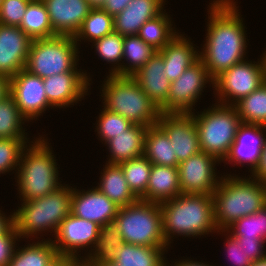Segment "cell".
<instances>
[{
	"label": "cell",
	"mask_w": 266,
	"mask_h": 266,
	"mask_svg": "<svg viewBox=\"0 0 266 266\" xmlns=\"http://www.w3.org/2000/svg\"><path fill=\"white\" fill-rule=\"evenodd\" d=\"M211 1L207 6L206 39L200 45L199 57L214 79L248 58L249 39L237 0Z\"/></svg>",
	"instance_id": "obj_1"
},
{
	"label": "cell",
	"mask_w": 266,
	"mask_h": 266,
	"mask_svg": "<svg viewBox=\"0 0 266 266\" xmlns=\"http://www.w3.org/2000/svg\"><path fill=\"white\" fill-rule=\"evenodd\" d=\"M160 206L162 232L169 248H172L174 239L181 236L185 239H200L218 232L214 222L212 195L181 193L160 203Z\"/></svg>",
	"instance_id": "obj_2"
},
{
	"label": "cell",
	"mask_w": 266,
	"mask_h": 266,
	"mask_svg": "<svg viewBox=\"0 0 266 266\" xmlns=\"http://www.w3.org/2000/svg\"><path fill=\"white\" fill-rule=\"evenodd\" d=\"M34 137L23 149L16 175L14 176L20 201L43 197L58 189L62 183L56 154L45 135ZM48 138V139H47ZM35 139V140H34ZM49 140V141H48ZM59 166V167H58Z\"/></svg>",
	"instance_id": "obj_3"
},
{
	"label": "cell",
	"mask_w": 266,
	"mask_h": 266,
	"mask_svg": "<svg viewBox=\"0 0 266 266\" xmlns=\"http://www.w3.org/2000/svg\"><path fill=\"white\" fill-rule=\"evenodd\" d=\"M213 192L214 222L218 230H225L236 220L258 212L266 206V184L240 172H228Z\"/></svg>",
	"instance_id": "obj_4"
},
{
	"label": "cell",
	"mask_w": 266,
	"mask_h": 266,
	"mask_svg": "<svg viewBox=\"0 0 266 266\" xmlns=\"http://www.w3.org/2000/svg\"><path fill=\"white\" fill-rule=\"evenodd\" d=\"M70 185L64 182L48 195L18 204L13 210V221L21 240L45 239L47 235L53 238L59 224L71 213Z\"/></svg>",
	"instance_id": "obj_5"
},
{
	"label": "cell",
	"mask_w": 266,
	"mask_h": 266,
	"mask_svg": "<svg viewBox=\"0 0 266 266\" xmlns=\"http://www.w3.org/2000/svg\"><path fill=\"white\" fill-rule=\"evenodd\" d=\"M106 75L100 85L101 108L118 113L135 125L157 124L160 110L132 76Z\"/></svg>",
	"instance_id": "obj_6"
},
{
	"label": "cell",
	"mask_w": 266,
	"mask_h": 266,
	"mask_svg": "<svg viewBox=\"0 0 266 266\" xmlns=\"http://www.w3.org/2000/svg\"><path fill=\"white\" fill-rule=\"evenodd\" d=\"M192 114L201 151L209 153L222 163L242 124L236 108L215 102L207 109L194 111Z\"/></svg>",
	"instance_id": "obj_7"
},
{
	"label": "cell",
	"mask_w": 266,
	"mask_h": 266,
	"mask_svg": "<svg viewBox=\"0 0 266 266\" xmlns=\"http://www.w3.org/2000/svg\"><path fill=\"white\" fill-rule=\"evenodd\" d=\"M123 242L147 247H168L162 232L160 203L138 199L119 208L114 219Z\"/></svg>",
	"instance_id": "obj_8"
},
{
	"label": "cell",
	"mask_w": 266,
	"mask_h": 266,
	"mask_svg": "<svg viewBox=\"0 0 266 266\" xmlns=\"http://www.w3.org/2000/svg\"><path fill=\"white\" fill-rule=\"evenodd\" d=\"M79 49L71 36L55 35L32 40L25 70L41 78L70 71H87L78 69Z\"/></svg>",
	"instance_id": "obj_9"
},
{
	"label": "cell",
	"mask_w": 266,
	"mask_h": 266,
	"mask_svg": "<svg viewBox=\"0 0 266 266\" xmlns=\"http://www.w3.org/2000/svg\"><path fill=\"white\" fill-rule=\"evenodd\" d=\"M248 59L234 64L213 79L215 102L234 106L266 81L261 56L257 61Z\"/></svg>",
	"instance_id": "obj_10"
},
{
	"label": "cell",
	"mask_w": 266,
	"mask_h": 266,
	"mask_svg": "<svg viewBox=\"0 0 266 266\" xmlns=\"http://www.w3.org/2000/svg\"><path fill=\"white\" fill-rule=\"evenodd\" d=\"M213 84V78L199 58L175 81L171 82L167 98V113H192L196 111L195 105L203 97L205 88L207 86L213 88Z\"/></svg>",
	"instance_id": "obj_11"
},
{
	"label": "cell",
	"mask_w": 266,
	"mask_h": 266,
	"mask_svg": "<svg viewBox=\"0 0 266 266\" xmlns=\"http://www.w3.org/2000/svg\"><path fill=\"white\" fill-rule=\"evenodd\" d=\"M100 227L93 221L81 219L70 213L59 224L51 241L59 256L83 261L95 246Z\"/></svg>",
	"instance_id": "obj_12"
},
{
	"label": "cell",
	"mask_w": 266,
	"mask_h": 266,
	"mask_svg": "<svg viewBox=\"0 0 266 266\" xmlns=\"http://www.w3.org/2000/svg\"><path fill=\"white\" fill-rule=\"evenodd\" d=\"M220 163L214 156L203 151L179 163L181 192L183 194L212 195L223 176L219 170L217 172V166Z\"/></svg>",
	"instance_id": "obj_13"
},
{
	"label": "cell",
	"mask_w": 266,
	"mask_h": 266,
	"mask_svg": "<svg viewBox=\"0 0 266 266\" xmlns=\"http://www.w3.org/2000/svg\"><path fill=\"white\" fill-rule=\"evenodd\" d=\"M92 81L86 71H70L43 78L46 98L53 110H64L86 99L85 96L91 95Z\"/></svg>",
	"instance_id": "obj_14"
},
{
	"label": "cell",
	"mask_w": 266,
	"mask_h": 266,
	"mask_svg": "<svg viewBox=\"0 0 266 266\" xmlns=\"http://www.w3.org/2000/svg\"><path fill=\"white\" fill-rule=\"evenodd\" d=\"M10 94L28 122L36 123L39 117L52 109L46 98L43 78L25 69L10 78Z\"/></svg>",
	"instance_id": "obj_15"
},
{
	"label": "cell",
	"mask_w": 266,
	"mask_h": 266,
	"mask_svg": "<svg viewBox=\"0 0 266 266\" xmlns=\"http://www.w3.org/2000/svg\"><path fill=\"white\" fill-rule=\"evenodd\" d=\"M157 124L173 144L178 163L201 151L192 113H160Z\"/></svg>",
	"instance_id": "obj_16"
},
{
	"label": "cell",
	"mask_w": 266,
	"mask_h": 266,
	"mask_svg": "<svg viewBox=\"0 0 266 266\" xmlns=\"http://www.w3.org/2000/svg\"><path fill=\"white\" fill-rule=\"evenodd\" d=\"M266 139V126L242 123L238 129L235 142L222 163L231 167L243 168L252 173L260 160L261 151ZM240 165V166H239ZM248 166V167H247Z\"/></svg>",
	"instance_id": "obj_17"
},
{
	"label": "cell",
	"mask_w": 266,
	"mask_h": 266,
	"mask_svg": "<svg viewBox=\"0 0 266 266\" xmlns=\"http://www.w3.org/2000/svg\"><path fill=\"white\" fill-rule=\"evenodd\" d=\"M74 186V187H73ZM72 186L71 214L93 221L100 226L114 222L119 206L104 195L97 187L77 189Z\"/></svg>",
	"instance_id": "obj_18"
},
{
	"label": "cell",
	"mask_w": 266,
	"mask_h": 266,
	"mask_svg": "<svg viewBox=\"0 0 266 266\" xmlns=\"http://www.w3.org/2000/svg\"><path fill=\"white\" fill-rule=\"evenodd\" d=\"M31 43L21 28L0 23V74L11 78L25 69Z\"/></svg>",
	"instance_id": "obj_19"
},
{
	"label": "cell",
	"mask_w": 266,
	"mask_h": 266,
	"mask_svg": "<svg viewBox=\"0 0 266 266\" xmlns=\"http://www.w3.org/2000/svg\"><path fill=\"white\" fill-rule=\"evenodd\" d=\"M55 35L74 37L91 11L87 0H42Z\"/></svg>",
	"instance_id": "obj_20"
},
{
	"label": "cell",
	"mask_w": 266,
	"mask_h": 266,
	"mask_svg": "<svg viewBox=\"0 0 266 266\" xmlns=\"http://www.w3.org/2000/svg\"><path fill=\"white\" fill-rule=\"evenodd\" d=\"M132 78L161 113H167V98L171 81L164 72L163 57L156 52Z\"/></svg>",
	"instance_id": "obj_21"
},
{
	"label": "cell",
	"mask_w": 266,
	"mask_h": 266,
	"mask_svg": "<svg viewBox=\"0 0 266 266\" xmlns=\"http://www.w3.org/2000/svg\"><path fill=\"white\" fill-rule=\"evenodd\" d=\"M166 0H131L127 7L113 17L114 32L122 36L137 35L141 26L160 15ZM165 6V7H164Z\"/></svg>",
	"instance_id": "obj_22"
},
{
	"label": "cell",
	"mask_w": 266,
	"mask_h": 266,
	"mask_svg": "<svg viewBox=\"0 0 266 266\" xmlns=\"http://www.w3.org/2000/svg\"><path fill=\"white\" fill-rule=\"evenodd\" d=\"M185 33L179 32L168 44L157 51L164 61V72L171 82L195 63L199 57V46Z\"/></svg>",
	"instance_id": "obj_23"
},
{
	"label": "cell",
	"mask_w": 266,
	"mask_h": 266,
	"mask_svg": "<svg viewBox=\"0 0 266 266\" xmlns=\"http://www.w3.org/2000/svg\"><path fill=\"white\" fill-rule=\"evenodd\" d=\"M147 127L133 124L125 132L108 140L106 147V163L120 164L144 155V144Z\"/></svg>",
	"instance_id": "obj_24"
},
{
	"label": "cell",
	"mask_w": 266,
	"mask_h": 266,
	"mask_svg": "<svg viewBox=\"0 0 266 266\" xmlns=\"http://www.w3.org/2000/svg\"><path fill=\"white\" fill-rule=\"evenodd\" d=\"M181 193L178 167L152 164L146 195L142 200L162 203Z\"/></svg>",
	"instance_id": "obj_25"
},
{
	"label": "cell",
	"mask_w": 266,
	"mask_h": 266,
	"mask_svg": "<svg viewBox=\"0 0 266 266\" xmlns=\"http://www.w3.org/2000/svg\"><path fill=\"white\" fill-rule=\"evenodd\" d=\"M99 174L97 188L120 208L138 200L130 190L120 164L106 163Z\"/></svg>",
	"instance_id": "obj_26"
},
{
	"label": "cell",
	"mask_w": 266,
	"mask_h": 266,
	"mask_svg": "<svg viewBox=\"0 0 266 266\" xmlns=\"http://www.w3.org/2000/svg\"><path fill=\"white\" fill-rule=\"evenodd\" d=\"M25 242L22 246L18 243L8 266H50L59 257L49 237Z\"/></svg>",
	"instance_id": "obj_27"
},
{
	"label": "cell",
	"mask_w": 266,
	"mask_h": 266,
	"mask_svg": "<svg viewBox=\"0 0 266 266\" xmlns=\"http://www.w3.org/2000/svg\"><path fill=\"white\" fill-rule=\"evenodd\" d=\"M169 247H147L123 243L114 263L119 266H167ZM166 255V256H164Z\"/></svg>",
	"instance_id": "obj_28"
},
{
	"label": "cell",
	"mask_w": 266,
	"mask_h": 266,
	"mask_svg": "<svg viewBox=\"0 0 266 266\" xmlns=\"http://www.w3.org/2000/svg\"><path fill=\"white\" fill-rule=\"evenodd\" d=\"M173 144L166 132L158 125L147 127L144 156L155 165L178 167Z\"/></svg>",
	"instance_id": "obj_29"
},
{
	"label": "cell",
	"mask_w": 266,
	"mask_h": 266,
	"mask_svg": "<svg viewBox=\"0 0 266 266\" xmlns=\"http://www.w3.org/2000/svg\"><path fill=\"white\" fill-rule=\"evenodd\" d=\"M123 243L117 225L114 222L107 223L100 227L95 246L82 262L88 266L113 263L116 260L117 249Z\"/></svg>",
	"instance_id": "obj_30"
},
{
	"label": "cell",
	"mask_w": 266,
	"mask_h": 266,
	"mask_svg": "<svg viewBox=\"0 0 266 266\" xmlns=\"http://www.w3.org/2000/svg\"><path fill=\"white\" fill-rule=\"evenodd\" d=\"M166 9L157 17L145 22L138 36L157 51L168 44L179 32ZM174 24V25H173Z\"/></svg>",
	"instance_id": "obj_31"
},
{
	"label": "cell",
	"mask_w": 266,
	"mask_h": 266,
	"mask_svg": "<svg viewBox=\"0 0 266 266\" xmlns=\"http://www.w3.org/2000/svg\"><path fill=\"white\" fill-rule=\"evenodd\" d=\"M18 27L32 40L55 36L46 6L42 0L29 2Z\"/></svg>",
	"instance_id": "obj_32"
},
{
	"label": "cell",
	"mask_w": 266,
	"mask_h": 266,
	"mask_svg": "<svg viewBox=\"0 0 266 266\" xmlns=\"http://www.w3.org/2000/svg\"><path fill=\"white\" fill-rule=\"evenodd\" d=\"M156 52L138 35L124 36L122 76H133Z\"/></svg>",
	"instance_id": "obj_33"
},
{
	"label": "cell",
	"mask_w": 266,
	"mask_h": 266,
	"mask_svg": "<svg viewBox=\"0 0 266 266\" xmlns=\"http://www.w3.org/2000/svg\"><path fill=\"white\" fill-rule=\"evenodd\" d=\"M114 32L113 16L102 8H92L88 16L82 22L81 27L74 36L78 47L81 43L94 42L105 35Z\"/></svg>",
	"instance_id": "obj_34"
},
{
	"label": "cell",
	"mask_w": 266,
	"mask_h": 266,
	"mask_svg": "<svg viewBox=\"0 0 266 266\" xmlns=\"http://www.w3.org/2000/svg\"><path fill=\"white\" fill-rule=\"evenodd\" d=\"M27 123L11 94L0 100V138H29Z\"/></svg>",
	"instance_id": "obj_35"
},
{
	"label": "cell",
	"mask_w": 266,
	"mask_h": 266,
	"mask_svg": "<svg viewBox=\"0 0 266 266\" xmlns=\"http://www.w3.org/2000/svg\"><path fill=\"white\" fill-rule=\"evenodd\" d=\"M123 41L124 36L112 32L92 42L91 47H95L94 51L98 55V59L100 58V61L103 60L111 66L108 69V75L122 76Z\"/></svg>",
	"instance_id": "obj_36"
},
{
	"label": "cell",
	"mask_w": 266,
	"mask_h": 266,
	"mask_svg": "<svg viewBox=\"0 0 266 266\" xmlns=\"http://www.w3.org/2000/svg\"><path fill=\"white\" fill-rule=\"evenodd\" d=\"M234 107L242 123L266 126V81Z\"/></svg>",
	"instance_id": "obj_37"
},
{
	"label": "cell",
	"mask_w": 266,
	"mask_h": 266,
	"mask_svg": "<svg viewBox=\"0 0 266 266\" xmlns=\"http://www.w3.org/2000/svg\"><path fill=\"white\" fill-rule=\"evenodd\" d=\"M130 190L138 199L146 195L152 163L143 155L120 163Z\"/></svg>",
	"instance_id": "obj_38"
},
{
	"label": "cell",
	"mask_w": 266,
	"mask_h": 266,
	"mask_svg": "<svg viewBox=\"0 0 266 266\" xmlns=\"http://www.w3.org/2000/svg\"><path fill=\"white\" fill-rule=\"evenodd\" d=\"M225 231L233 238H260L266 241V206L236 220Z\"/></svg>",
	"instance_id": "obj_39"
},
{
	"label": "cell",
	"mask_w": 266,
	"mask_h": 266,
	"mask_svg": "<svg viewBox=\"0 0 266 266\" xmlns=\"http://www.w3.org/2000/svg\"><path fill=\"white\" fill-rule=\"evenodd\" d=\"M101 112L97 116L94 127H96L94 132L98 136L97 139L100 140V143L103 145L110 139L115 136L125 132L133 124L125 119L123 116L118 113L111 112L110 110L105 109L104 107L99 109Z\"/></svg>",
	"instance_id": "obj_40"
},
{
	"label": "cell",
	"mask_w": 266,
	"mask_h": 266,
	"mask_svg": "<svg viewBox=\"0 0 266 266\" xmlns=\"http://www.w3.org/2000/svg\"><path fill=\"white\" fill-rule=\"evenodd\" d=\"M30 138H0V175L15 173L18 170L23 149Z\"/></svg>",
	"instance_id": "obj_41"
},
{
	"label": "cell",
	"mask_w": 266,
	"mask_h": 266,
	"mask_svg": "<svg viewBox=\"0 0 266 266\" xmlns=\"http://www.w3.org/2000/svg\"><path fill=\"white\" fill-rule=\"evenodd\" d=\"M31 0H2L0 3V23L19 26Z\"/></svg>",
	"instance_id": "obj_42"
},
{
	"label": "cell",
	"mask_w": 266,
	"mask_h": 266,
	"mask_svg": "<svg viewBox=\"0 0 266 266\" xmlns=\"http://www.w3.org/2000/svg\"><path fill=\"white\" fill-rule=\"evenodd\" d=\"M225 237V242L223 243L226 252L225 255L228 257V262L232 264L231 266H251L253 261L249 259L243 247L240 246L239 241L233 238L225 230H218L216 235ZM220 266V265H219Z\"/></svg>",
	"instance_id": "obj_43"
},
{
	"label": "cell",
	"mask_w": 266,
	"mask_h": 266,
	"mask_svg": "<svg viewBox=\"0 0 266 266\" xmlns=\"http://www.w3.org/2000/svg\"><path fill=\"white\" fill-rule=\"evenodd\" d=\"M22 240L13 224L4 234L0 235V266H8L14 251Z\"/></svg>",
	"instance_id": "obj_44"
},
{
	"label": "cell",
	"mask_w": 266,
	"mask_h": 266,
	"mask_svg": "<svg viewBox=\"0 0 266 266\" xmlns=\"http://www.w3.org/2000/svg\"><path fill=\"white\" fill-rule=\"evenodd\" d=\"M253 262L266 257V241L260 238H236Z\"/></svg>",
	"instance_id": "obj_45"
},
{
	"label": "cell",
	"mask_w": 266,
	"mask_h": 266,
	"mask_svg": "<svg viewBox=\"0 0 266 266\" xmlns=\"http://www.w3.org/2000/svg\"><path fill=\"white\" fill-rule=\"evenodd\" d=\"M249 175L266 184V139L264 147L261 151V156L258 165L256 169Z\"/></svg>",
	"instance_id": "obj_46"
},
{
	"label": "cell",
	"mask_w": 266,
	"mask_h": 266,
	"mask_svg": "<svg viewBox=\"0 0 266 266\" xmlns=\"http://www.w3.org/2000/svg\"><path fill=\"white\" fill-rule=\"evenodd\" d=\"M131 0H106L103 10L111 16H116L124 10Z\"/></svg>",
	"instance_id": "obj_47"
},
{
	"label": "cell",
	"mask_w": 266,
	"mask_h": 266,
	"mask_svg": "<svg viewBox=\"0 0 266 266\" xmlns=\"http://www.w3.org/2000/svg\"><path fill=\"white\" fill-rule=\"evenodd\" d=\"M191 257H184L183 258L181 257V259H176L175 261L174 260H170L171 264L169 263L168 261V258H167V266H216V265H210L209 262H204L203 260H193L194 258H191ZM208 263V264H207Z\"/></svg>",
	"instance_id": "obj_48"
},
{
	"label": "cell",
	"mask_w": 266,
	"mask_h": 266,
	"mask_svg": "<svg viewBox=\"0 0 266 266\" xmlns=\"http://www.w3.org/2000/svg\"><path fill=\"white\" fill-rule=\"evenodd\" d=\"M0 208V235L4 234L13 224V211L6 215Z\"/></svg>",
	"instance_id": "obj_49"
},
{
	"label": "cell",
	"mask_w": 266,
	"mask_h": 266,
	"mask_svg": "<svg viewBox=\"0 0 266 266\" xmlns=\"http://www.w3.org/2000/svg\"><path fill=\"white\" fill-rule=\"evenodd\" d=\"M81 263L77 258L59 256L50 266H79Z\"/></svg>",
	"instance_id": "obj_50"
},
{
	"label": "cell",
	"mask_w": 266,
	"mask_h": 266,
	"mask_svg": "<svg viewBox=\"0 0 266 266\" xmlns=\"http://www.w3.org/2000/svg\"><path fill=\"white\" fill-rule=\"evenodd\" d=\"M10 94V78L0 74V100Z\"/></svg>",
	"instance_id": "obj_51"
},
{
	"label": "cell",
	"mask_w": 266,
	"mask_h": 266,
	"mask_svg": "<svg viewBox=\"0 0 266 266\" xmlns=\"http://www.w3.org/2000/svg\"><path fill=\"white\" fill-rule=\"evenodd\" d=\"M91 8H103L106 0H87Z\"/></svg>",
	"instance_id": "obj_52"
},
{
	"label": "cell",
	"mask_w": 266,
	"mask_h": 266,
	"mask_svg": "<svg viewBox=\"0 0 266 266\" xmlns=\"http://www.w3.org/2000/svg\"><path fill=\"white\" fill-rule=\"evenodd\" d=\"M251 266H266V257L253 262Z\"/></svg>",
	"instance_id": "obj_53"
},
{
	"label": "cell",
	"mask_w": 266,
	"mask_h": 266,
	"mask_svg": "<svg viewBox=\"0 0 266 266\" xmlns=\"http://www.w3.org/2000/svg\"><path fill=\"white\" fill-rule=\"evenodd\" d=\"M264 50L265 51L262 52L261 58H262L263 64H264L265 78H266V48Z\"/></svg>",
	"instance_id": "obj_54"
},
{
	"label": "cell",
	"mask_w": 266,
	"mask_h": 266,
	"mask_svg": "<svg viewBox=\"0 0 266 266\" xmlns=\"http://www.w3.org/2000/svg\"><path fill=\"white\" fill-rule=\"evenodd\" d=\"M92 266H119L113 263H105V264H93Z\"/></svg>",
	"instance_id": "obj_55"
},
{
	"label": "cell",
	"mask_w": 266,
	"mask_h": 266,
	"mask_svg": "<svg viewBox=\"0 0 266 266\" xmlns=\"http://www.w3.org/2000/svg\"><path fill=\"white\" fill-rule=\"evenodd\" d=\"M79 266H88V265L82 262Z\"/></svg>",
	"instance_id": "obj_56"
}]
</instances>
